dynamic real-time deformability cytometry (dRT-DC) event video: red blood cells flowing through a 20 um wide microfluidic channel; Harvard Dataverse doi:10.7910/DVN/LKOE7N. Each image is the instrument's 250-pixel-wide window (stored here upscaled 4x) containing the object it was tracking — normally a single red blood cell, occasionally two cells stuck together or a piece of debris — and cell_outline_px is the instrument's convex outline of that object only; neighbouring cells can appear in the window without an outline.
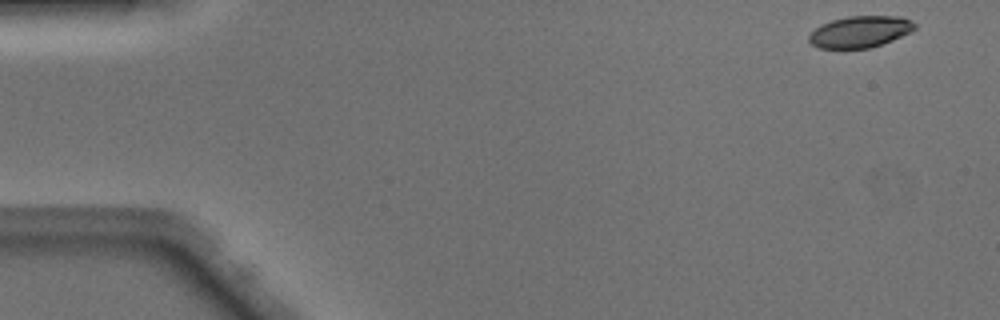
{"species": "Egyptian fruit bat (a non-hibernating species)", "species_latin": "Rousettus aegyptiacus", "temperature_condition": "warm", "stored_images_in_passage": 47, "camera_frame_rate_fps": 3000, "um_per_image_px": 0.085, "animal": {"sex": "male"}, "frame": {"image": 1, "passage_image": 1, "time_ms": 0.0, "image_size_px": [1000, 320], "cell_outline_px": [[916, 28], [892, 40], [868, 48], [820, 48], [812, 44], [808, 40], [808, 36], [816, 28], [832, 20], [848, 16], [900, 16], [912, 20], [916, 24]], "centroid_in_image_um": [73.11, 2.69], "position_along_channel_um": 11.9, "area_um2": 19.13}}
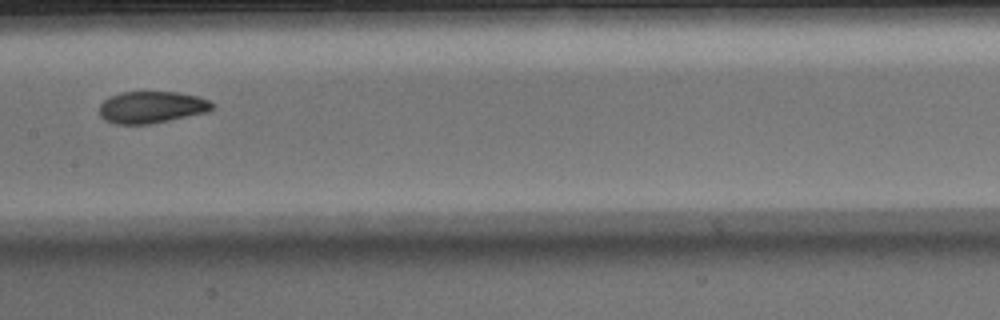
{"frame": {"image": 2, "passage_image": 23, "time_ms": 7.333, "image_size_px": [1000, 320], "cell_outline_px": [[212, 108], [208, 112], [152, 124], [116, 124], [104, 120], [100, 116], [100, 104], [108, 96], [120, 92], [180, 92], [200, 96], [212, 100]], "centroid_in_image_um": [12.9, 9.11], "position_along_channel_um": 194.5, "area_um2": 21.27}}
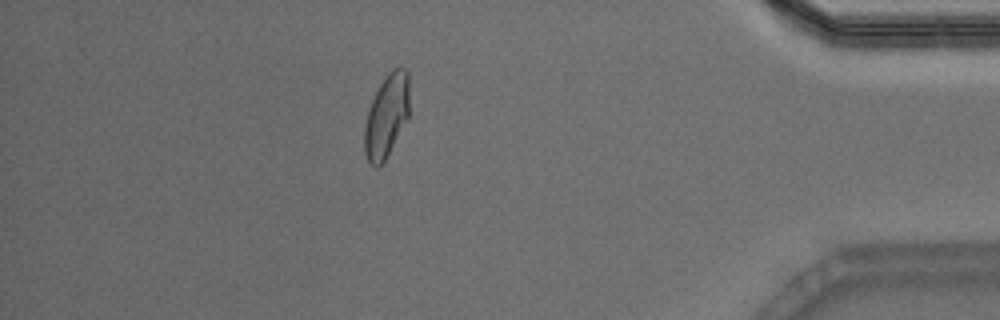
{"frame": {"image": 3, "passage_image": 41, "time_ms": 13.333, "image_size_px": [1000, 320], "cell_outline_px": [[408, 116], [384, 160], [376, 168], [368, 160], [364, 152], [364, 128], [368, 112], [372, 100], [380, 84], [388, 72], [396, 68], [404, 68], [408, 72]], "centroid_in_image_um": [32.84, 9.83], "position_along_channel_um": 402.4, "area_um2": 21.04}, "authors_computed_cell_mechanics": {"area_um2": 21.386, "velocity_mm_per_s": 4.1479, "shape_relaxation_time_tau1_ms": 5.5913, "shape_relaxation_time_tau2_ms": 1.3892, "deformation_change_tau1": 0.1695, "deformation_change_tau2": 0.0575}}